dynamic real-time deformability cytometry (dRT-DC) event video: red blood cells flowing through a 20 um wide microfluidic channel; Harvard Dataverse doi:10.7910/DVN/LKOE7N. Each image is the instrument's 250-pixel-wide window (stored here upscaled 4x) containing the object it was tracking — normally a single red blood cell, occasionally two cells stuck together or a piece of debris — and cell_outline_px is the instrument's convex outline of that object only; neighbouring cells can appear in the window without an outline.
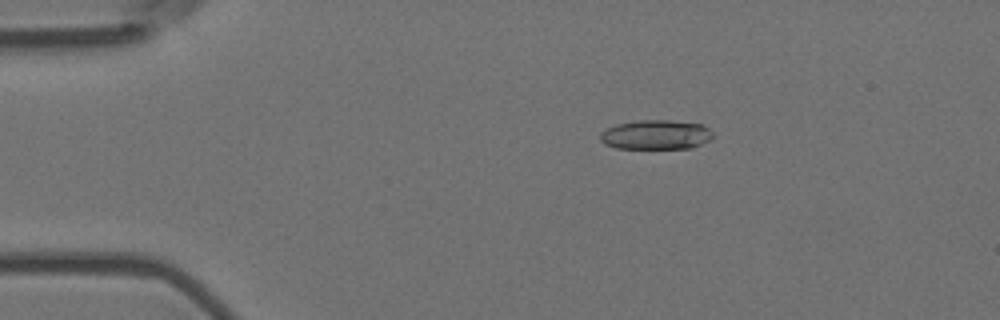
{"species": "Egyptian fruit bat (a non-hibernating species)", "species_latin": "Rousettus aegyptiacus", "temperature_condition": "room temperature", "stored_images_in_passage": 4, "camera_frame_rate_fps": 3000, "um_per_image_px": 0.085, "animal": {"sex": "female"}, "frame": {"image": 1, "passage_image": 3, "time_ms": 0.667, "image_size_px": [1000, 320], "cell_outline_px": [[712, 140], [692, 148], [616, 148], [604, 144], [600, 140], [600, 132], [604, 128], [616, 124], [636, 120], [668, 120], [700, 124], [708, 128], [712, 132]], "centroid_in_image_um": [55.72, 11.45], "position_along_channel_um": 29.3, "area_um2": 19.54}}